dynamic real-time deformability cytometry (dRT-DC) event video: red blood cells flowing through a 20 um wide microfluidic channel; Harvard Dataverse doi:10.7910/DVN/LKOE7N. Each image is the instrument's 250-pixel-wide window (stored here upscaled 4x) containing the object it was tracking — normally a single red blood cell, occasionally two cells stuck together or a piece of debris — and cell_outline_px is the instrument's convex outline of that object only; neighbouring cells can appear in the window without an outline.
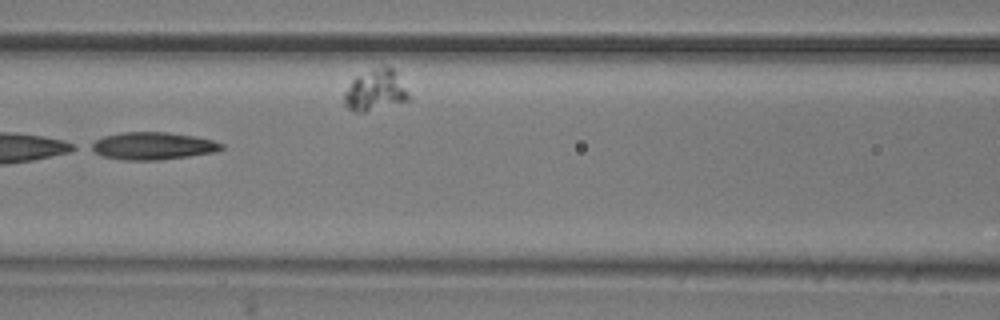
{"species": "common noctule bat (a hibernating species)", "species_latin": "Nyctalus noctula", "temperature_condition": "room temperature", "stored_images_in_passage": 11, "camera_frame_rate_fps": 3000, "um_per_image_px": 0.085, "animal": {"sex": "male", "body_mass_g": 20.5, "forearm_length_mm": 52.5}, "frame": {"image": 1, "passage_image": 7, "time_ms": 2.0, "image_size_px": [1000, 320], "cell_outline_px": [[224, 148], [212, 152], [188, 156], [160, 160], [124, 160], [104, 156], [88, 148], [88, 144], [104, 136], [120, 132], [164, 132], [196, 136], [212, 140], [224, 144]], "centroid_in_image_um": [12.95, 12.39], "position_along_channel_um": 153.6, "area_um2": 20.81}}